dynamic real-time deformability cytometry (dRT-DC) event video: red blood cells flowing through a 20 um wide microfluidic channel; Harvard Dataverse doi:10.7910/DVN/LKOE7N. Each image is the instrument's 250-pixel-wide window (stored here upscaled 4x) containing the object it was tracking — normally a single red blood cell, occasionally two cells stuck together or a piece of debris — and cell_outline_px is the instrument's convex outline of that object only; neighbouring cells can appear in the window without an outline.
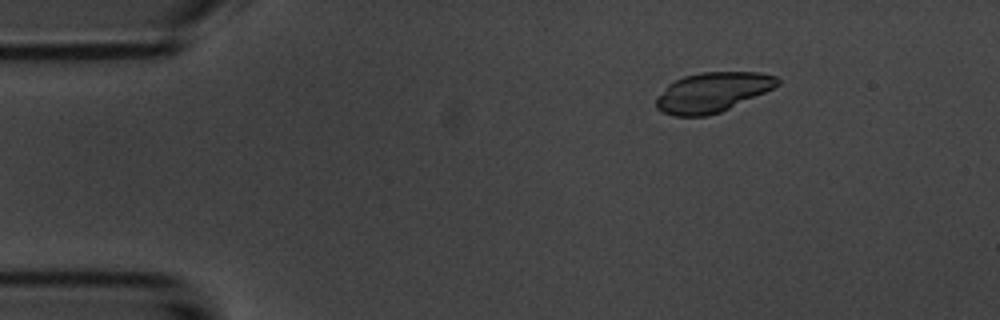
{"species": "common noctule bat (a hibernating species)", "species_latin": "Nyctalus noctula", "temperature_condition": "room temperature", "stored_images_in_passage": 3, "camera_frame_rate_fps": 3000, "um_per_image_px": 0.085, "animal": {"sex": "male", "body_mass_g": 20.1, "forearm_length_mm": 53.5}, "frame": {"image": 1, "passage_image": 1, "time_ms": 0.0, "image_size_px": [1000, 320], "cell_outline_px": [[780, 84], [764, 92], [720, 112], [708, 116], [676, 116], [664, 112], [656, 108], [656, 96], [668, 84], [684, 76], [700, 72], [760, 72], [776, 76], [780, 80]], "centroid_in_image_um": [60.53, 7.83], "position_along_channel_um": 24.5, "area_um2": 27.92}}